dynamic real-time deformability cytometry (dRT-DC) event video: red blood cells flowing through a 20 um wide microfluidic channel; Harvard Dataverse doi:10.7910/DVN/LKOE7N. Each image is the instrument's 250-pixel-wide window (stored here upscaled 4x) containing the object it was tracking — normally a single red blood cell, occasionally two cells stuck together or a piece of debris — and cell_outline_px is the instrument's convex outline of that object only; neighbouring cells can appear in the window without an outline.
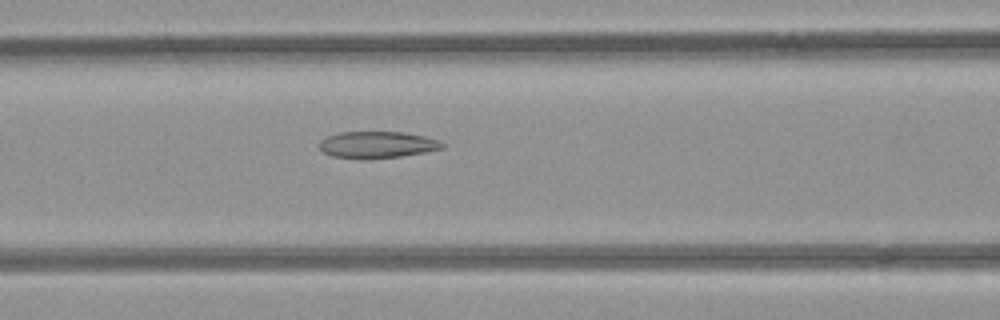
{"species": "common noctule bat (a hibernating species)", "species_latin": "Nyctalus noctula", "temperature_condition": "room temperature", "stored_images_in_passage": 38, "camera_frame_rate_fps": 3000, "um_per_image_px": 0.085, "animal": {"sex": "female", "body_mass_g": 21.9}, "frame": {"image": 1, "passage_image": 8, "time_ms": 2.333, "image_size_px": [1000, 320], "cell_outline_px": [[444, 148], [424, 152], [400, 156], [332, 156], [324, 152], [320, 148], [320, 140], [328, 136], [340, 132], [404, 132], [424, 136], [436, 140], [444, 144]], "centroid_in_image_um": [32.09, 12.25], "position_along_channel_um": 134.5, "area_um2": 18.09}}
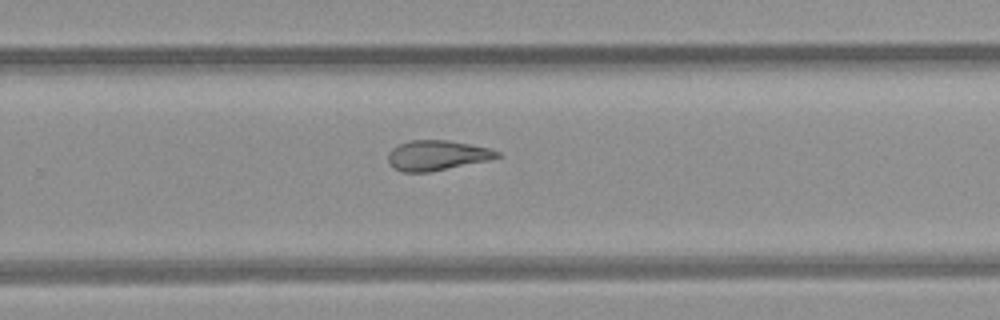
{"frame": {"image": 2, "passage_image": 20, "time_ms": 6.333, "image_size_px": [1000, 320], "cell_outline_px": [[500, 156], [488, 160], [428, 172], [404, 172], [392, 168], [388, 164], [388, 152], [392, 148], [408, 140], [448, 140], [488, 148], [500, 152]], "centroid_in_image_um": [37.08, 13.2], "position_along_channel_um": 292.7, "area_um2": 18.96}}
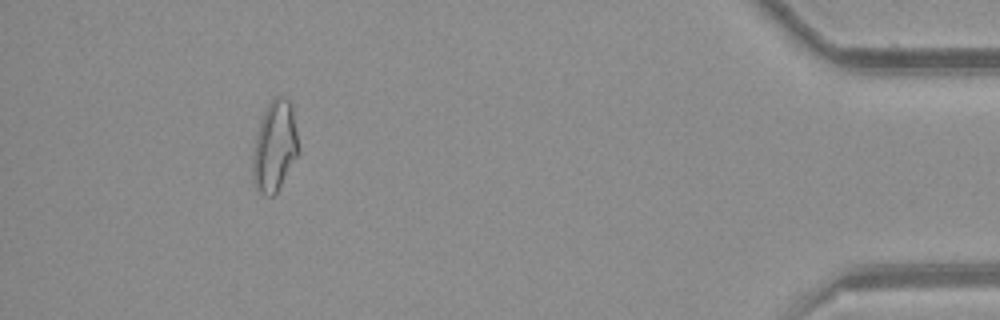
{"frame": {"image": 3, "passage_image": 34, "time_ms": 11.0, "image_size_px": [1000, 320], "cell_outline_px": [[300, 152], [276, 192], [272, 196], [264, 196], [256, 188], [252, 180], [252, 156], [256, 136], [260, 120], [268, 104], [276, 96], [284, 96], [292, 104], [300, 148]], "centroid_in_image_um": [23.36, 12.44], "position_along_channel_um": 411.8, "area_um2": 24.39}, "authors_computed_cell_mechanics": {"area_um2": 20.5479, "velocity_mm_per_s": 3.9612, "shape_relaxation_time_tau1_ms": null, "shape_relaxation_time_tau2_ms": 4.4777, "deformation_change_tau1": null, "deformation_change_tau2": 0.1226}}